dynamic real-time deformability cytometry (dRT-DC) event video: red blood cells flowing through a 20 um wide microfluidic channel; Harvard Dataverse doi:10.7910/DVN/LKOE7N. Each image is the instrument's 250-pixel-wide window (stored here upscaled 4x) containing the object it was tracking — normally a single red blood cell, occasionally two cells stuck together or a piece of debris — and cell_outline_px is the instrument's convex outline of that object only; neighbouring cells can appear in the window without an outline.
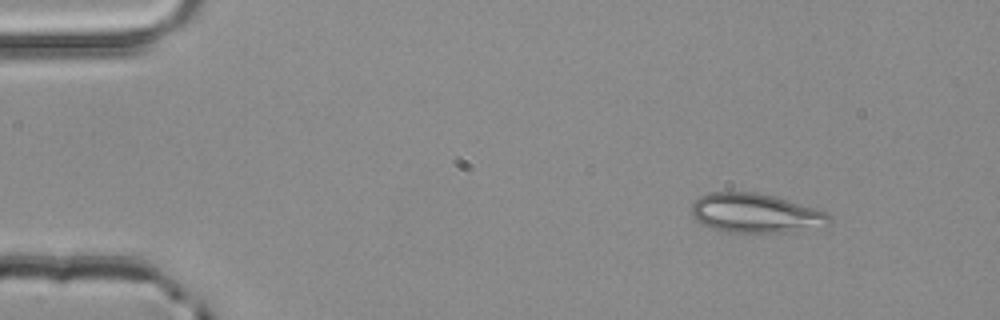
{"species": "common noctule bat (a hibernating species)", "species_latin": "Nyctalus noctula", "temperature_condition": "room temperature", "stored_images_in_passage": 3, "camera_frame_rate_fps": 3000, "um_per_image_px": 0.085, "animal": {"sex": "male", "body_mass_g": 20.4}, "frame": {"image": 1, "passage_image": 1, "time_ms": 0.0, "image_size_px": [1000, 320], "cell_outline_px": [[832, 224], [792, 232], [728, 232], [712, 228], [696, 220], [692, 216], [692, 204], [700, 196], [708, 192], [756, 192], [776, 196], [816, 208], [832, 216]], "centroid_in_image_um": [64.26, 18.11], "position_along_channel_um": 20.7, "area_um2": 31.67}}